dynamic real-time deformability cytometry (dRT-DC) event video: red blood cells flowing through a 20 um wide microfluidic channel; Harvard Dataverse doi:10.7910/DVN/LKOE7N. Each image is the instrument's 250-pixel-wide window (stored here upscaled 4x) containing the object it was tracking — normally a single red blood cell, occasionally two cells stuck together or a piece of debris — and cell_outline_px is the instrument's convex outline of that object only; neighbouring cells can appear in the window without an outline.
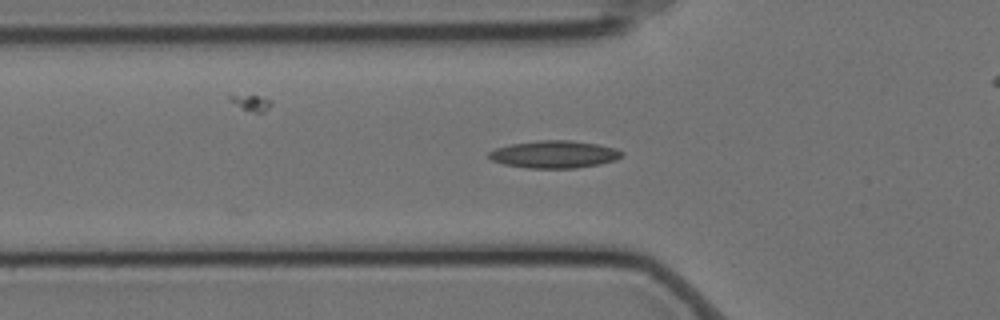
{"species": "Egyptian fruit bat (a non-hibernating species)", "species_latin": "Rousettus aegyptiacus", "temperature_condition": "cold", "stored_images_in_passage": 7, "camera_frame_rate_fps": 3000, "um_per_image_px": 0.085, "animal": {"sex": "female"}, "frame": {"image": 1, "passage_image": 4, "time_ms": 1.0, "image_size_px": [1000, 320], "cell_outline_px": [[624, 156], [616, 160], [600, 164], [576, 168], [528, 168], [504, 164], [492, 160], [488, 156], [488, 152], [496, 148], [512, 144], [536, 140], [572, 140], [596, 144], [616, 148], [624, 152]], "centroid_in_image_um": [47.15, 13.12], "position_along_channel_um": 78.7, "area_um2": 21.33}}
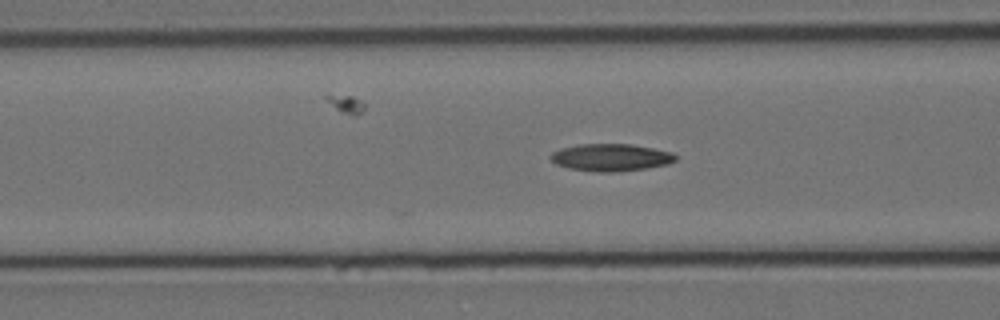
{"frame": {"image": 2, "passage_image": 7, "time_ms": 2.0, "image_size_px": [1000, 320], "cell_outline_px": [[676, 160], [668, 164], [644, 168], [616, 172], [600, 172], [568, 168], [556, 164], [548, 156], [552, 152], [560, 148], [580, 144], [632, 144], [672, 152], [676, 156]], "centroid_in_image_um": [51.9, 13.37], "position_along_channel_um": 114.7, "area_um2": 19.83}}